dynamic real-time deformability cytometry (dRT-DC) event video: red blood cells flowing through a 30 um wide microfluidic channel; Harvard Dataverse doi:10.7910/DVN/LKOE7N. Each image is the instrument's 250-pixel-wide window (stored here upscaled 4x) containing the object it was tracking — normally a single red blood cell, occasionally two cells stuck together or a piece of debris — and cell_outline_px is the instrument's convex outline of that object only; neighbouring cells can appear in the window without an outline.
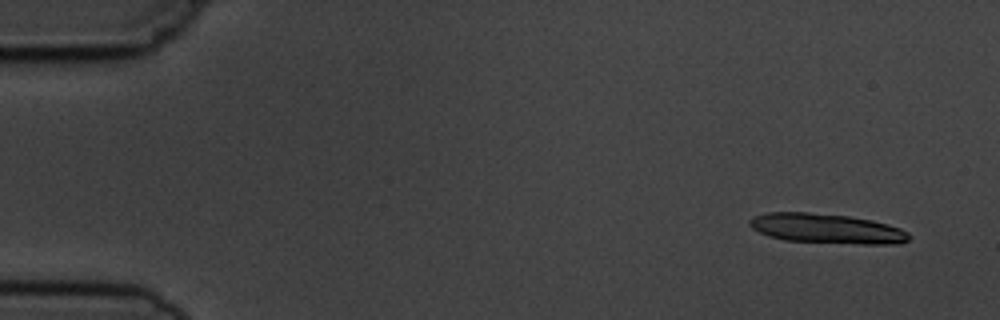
{"species": "common noctule bat (a hibernating species)", "species_latin": "Nyctalus noctula", "temperature_condition": "cold", "stored_images_in_passage": 4, "camera_frame_rate_fps": 3000, "um_per_image_px": 0.085, "animal": {"sex": "male", "body_mass_g": 19.5, "forearm_length_mm": 54.6}, "frame": {"image": 1, "passage_image": 1, "time_ms": 0.0, "image_size_px": [1000, 320], "cell_outline_px": [[912, 236], [908, 240], [900, 244], [860, 244], [784, 240], [768, 236], [752, 228], [748, 224], [748, 220], [752, 216], [768, 212], [808, 212], [848, 216], [872, 220], [888, 224], [900, 228], [908, 232]], "centroid_in_image_um": [70.27, 19.43], "position_along_channel_um": 14.7, "area_um2": 27.86}}